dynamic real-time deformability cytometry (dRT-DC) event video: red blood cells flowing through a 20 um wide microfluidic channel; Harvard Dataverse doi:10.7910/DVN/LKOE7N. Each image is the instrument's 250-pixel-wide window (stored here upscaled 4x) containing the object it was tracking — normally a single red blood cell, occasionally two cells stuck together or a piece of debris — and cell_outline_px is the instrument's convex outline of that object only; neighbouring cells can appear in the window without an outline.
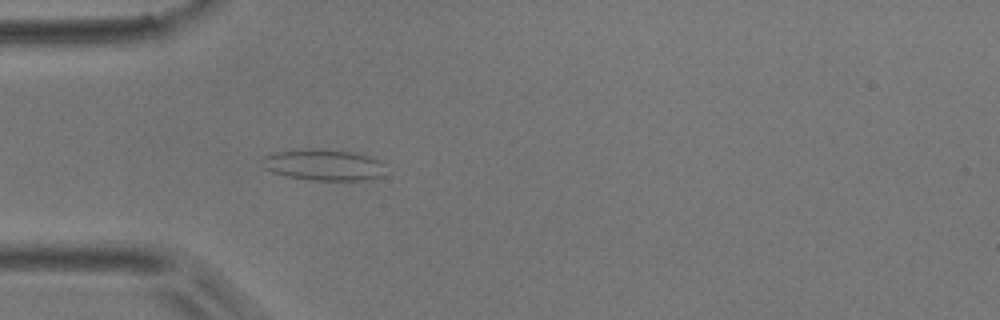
{"species": "common noctule bat (a hibernating species)", "species_latin": "Nyctalus noctula", "temperature_condition": "room temperature", "stored_images_in_passage": 1, "camera_frame_rate_fps": 3000, "um_per_image_px": 0.085, "animal": {"sex": "male", "body_mass_g": 17.9}, "frame": {"image": 1, "passage_image": 1, "time_ms": 0.0, "image_size_px": [1000, 320], "cell_outline_px": [[384, 176], [368, 180], [312, 180], [288, 176], [272, 172], [264, 168], [260, 164], [260, 160], [264, 156], [272, 152], [300, 148], [328, 148], [364, 152], [380, 160]], "centroid_in_image_um": [27.5, 13.97], "position_along_channel_um": 57.5, "area_um2": 23.35}}